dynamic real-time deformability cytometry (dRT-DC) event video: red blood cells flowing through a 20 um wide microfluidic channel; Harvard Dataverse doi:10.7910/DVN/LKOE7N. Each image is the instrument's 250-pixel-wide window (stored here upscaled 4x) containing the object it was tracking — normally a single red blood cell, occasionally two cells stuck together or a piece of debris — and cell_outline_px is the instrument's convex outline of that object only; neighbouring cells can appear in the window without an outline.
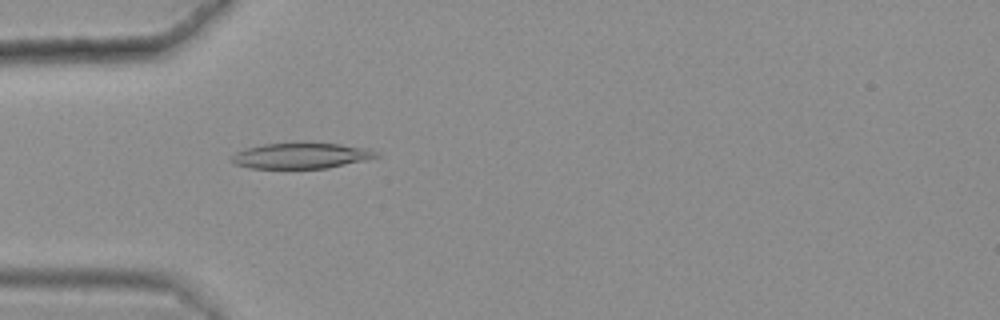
{"species": "common noctule bat (a hibernating species)", "species_latin": "Nyctalus noctula", "temperature_condition": "warm", "stored_images_in_passage": 41, "camera_frame_rate_fps": 3000, "um_per_image_px": 0.085, "animal": {"sex": "female", "body_mass_g": 25.1}, "frame": {"image": 1, "passage_image": 9, "time_ms": 2.667, "image_size_px": [1000, 320], "cell_outline_px": [[380, 156], [364, 160], [328, 168], [248, 168], [236, 164], [228, 160], [236, 152], [244, 148], [264, 144], [304, 140], [340, 144], [368, 148], [376, 152]], "centroid_in_image_um": [25.56, 13.19], "position_along_channel_um": 59.4, "area_um2": 22.37}}
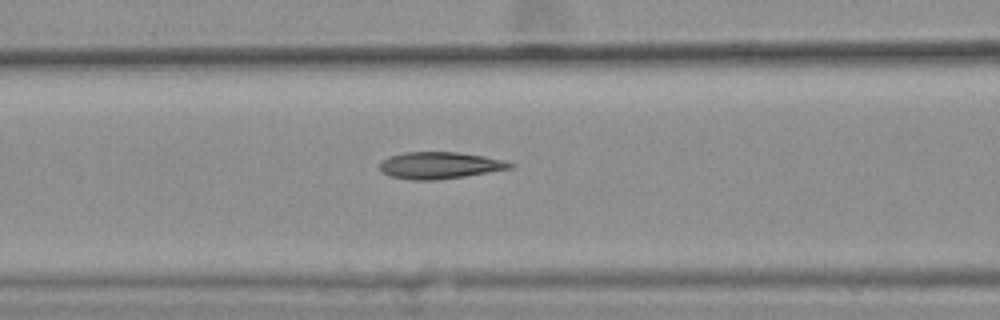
{"frame": {"image": 2, "passage_image": 15, "time_ms": 4.667, "image_size_px": [1000, 320], "cell_outline_px": [[516, 164], [512, 168], [464, 176], [436, 180], [412, 180], [388, 176], [380, 168], [380, 164], [388, 156], [404, 152], [456, 152], [484, 156], [504, 160]], "centroid_in_image_um": [37.38, 14.05], "position_along_channel_um": 129.2, "area_um2": 20.29}}
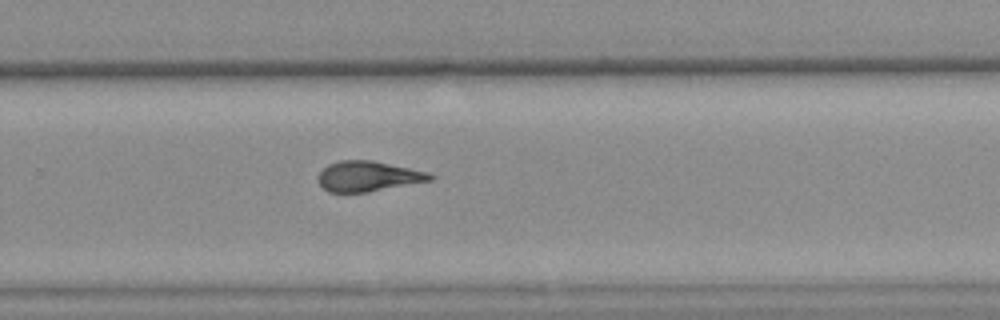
{"frame": {"image": 3, "passage_image": 29, "time_ms": 9.333, "image_size_px": [1000, 320], "cell_outline_px": [[436, 176], [432, 180], [368, 192], [328, 192], [320, 184], [320, 172], [328, 164], [340, 160], [372, 160], [428, 172]], "centroid_in_image_um": [31.32, 14.98], "position_along_channel_um": 298.5, "area_um2": 19.54}, "authors_computed_cell_mechanics": {"area_um2": 20.2878, "velocity_mm_per_s": 3.6369, "shape_relaxation_time_tau1_ms": 10.8805, "shape_relaxation_time_tau2_ms": 2.5694, "deformation_change_tau1": 0.2827, "deformation_change_tau2": 0.1198}}